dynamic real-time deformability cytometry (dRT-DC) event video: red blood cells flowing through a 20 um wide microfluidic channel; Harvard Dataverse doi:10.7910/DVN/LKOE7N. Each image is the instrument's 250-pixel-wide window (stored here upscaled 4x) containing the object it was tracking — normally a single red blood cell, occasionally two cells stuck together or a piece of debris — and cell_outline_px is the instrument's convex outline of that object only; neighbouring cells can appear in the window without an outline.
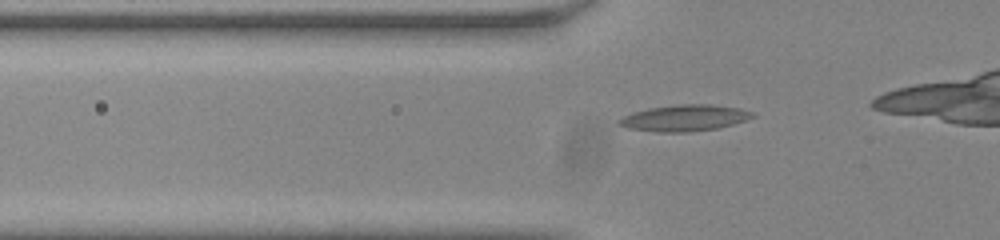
{"species": "common noctule bat (a hibernating species)", "species_latin": "Nyctalus noctula", "temperature_condition": "room temperature", "stored_images_in_passage": 16, "camera_frame_rate_fps": 3000, "um_per_image_px": 0.085, "animal": {"sex": "male", "body_mass_g": 20.0, "forearm_length_mm": 53.3}, "frame": {"image": 1, "passage_image": 6, "time_ms": 1.667, "image_size_px": [1000, 240], "cell_outline_px": [[756, 116], [732, 124], [716, 128], [688, 132], [656, 132], [628, 128], [616, 124], [616, 120], [632, 112], [648, 108], [680, 104], [712, 104], [740, 108], [756, 112]], "centroid_in_image_um": [58.17, 10.02], "position_along_channel_um": 67.6, "area_um2": 20.58}}
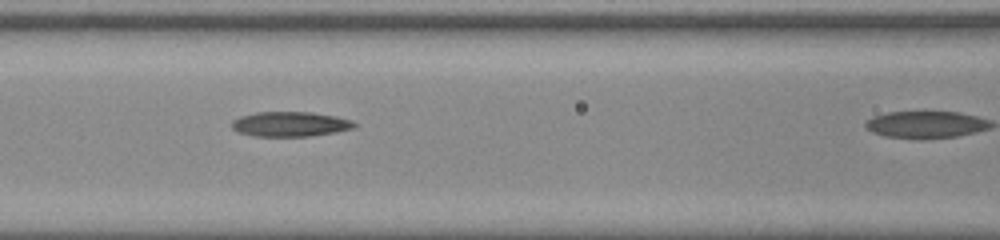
{"frame": {"image": 2, "passage_image": 12, "time_ms": 3.667, "image_size_px": [1000, 240], "cell_outline_px": [[356, 124], [352, 128], [336, 132], [312, 136], [252, 136], [236, 132], [232, 128], [232, 120], [240, 116], [256, 112], [312, 112], [336, 116], [352, 120]], "centroid_in_image_um": [24.63, 10.55], "position_along_channel_um": 142.0, "area_um2": 17.86}}
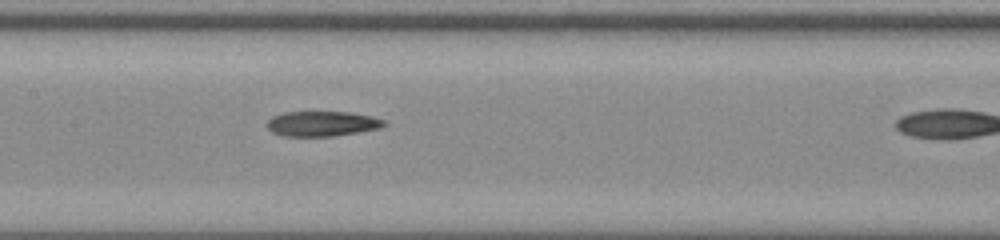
{"frame": {"image": 3, "passage_image": 15, "time_ms": 4.667, "image_size_px": [1000, 240], "cell_outline_px": [[388, 124], [380, 128], [360, 132], [332, 136], [280, 136], [272, 132], [264, 124], [272, 116], [284, 112], [348, 112], [372, 116], [384, 120]], "centroid_in_image_um": [27.36, 10.51], "position_along_channel_um": 180.0, "area_um2": 17.28}}